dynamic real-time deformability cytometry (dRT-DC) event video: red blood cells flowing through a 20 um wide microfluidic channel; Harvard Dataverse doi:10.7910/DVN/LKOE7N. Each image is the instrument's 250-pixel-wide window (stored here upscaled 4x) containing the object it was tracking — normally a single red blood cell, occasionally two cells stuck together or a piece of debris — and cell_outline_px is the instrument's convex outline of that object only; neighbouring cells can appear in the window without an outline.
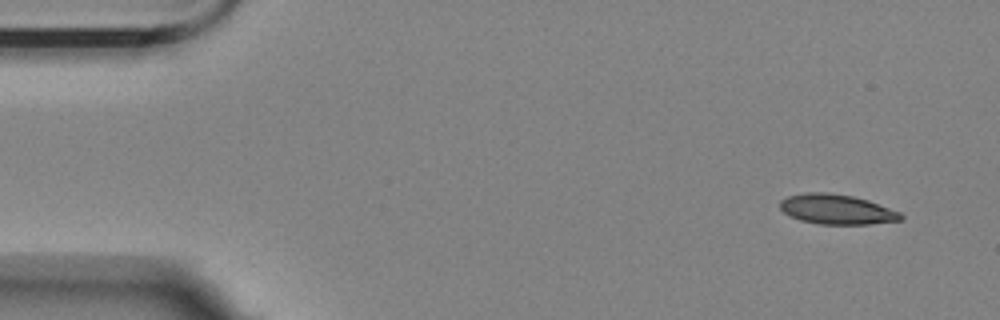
{"species": "Egyptian fruit bat (a non-hibernating species)", "species_latin": "Rousettus aegyptiacus", "temperature_condition": "room temperature", "stored_images_in_passage": 4, "camera_frame_rate_fps": 3000, "um_per_image_px": 0.085, "animal": {"sex": "female"}, "frame": {"image": 1, "passage_image": 1, "time_ms": 0.0, "image_size_px": [1000, 320], "cell_outline_px": [[904, 220], [868, 224], [820, 224], [800, 220], [784, 212], [780, 208], [780, 200], [788, 196], [808, 192], [828, 192], [852, 196], [868, 200], [900, 212], [904, 216]], "centroid_in_image_um": [71.14, 17.79], "position_along_channel_um": 13.9, "area_um2": 20.98}}
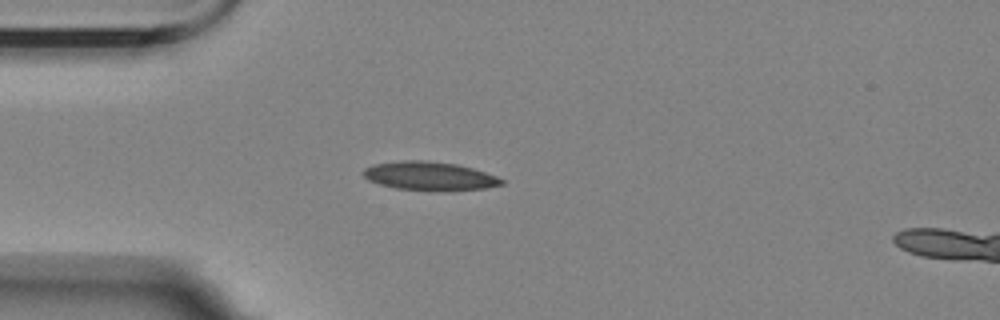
{"frame": {"image": 2, "passage_image": 4, "time_ms": 3.667, "image_size_px": [1000, 320], "cell_outline_px": [[504, 184], [484, 188], [396, 188], [380, 184], [368, 180], [364, 176], [364, 168], [376, 164], [400, 160], [424, 160], [456, 164], [472, 168], [496, 176], [504, 180]], "centroid_in_image_um": [36.47, 14.91], "position_along_channel_um": 48.5, "area_um2": 21.85}}